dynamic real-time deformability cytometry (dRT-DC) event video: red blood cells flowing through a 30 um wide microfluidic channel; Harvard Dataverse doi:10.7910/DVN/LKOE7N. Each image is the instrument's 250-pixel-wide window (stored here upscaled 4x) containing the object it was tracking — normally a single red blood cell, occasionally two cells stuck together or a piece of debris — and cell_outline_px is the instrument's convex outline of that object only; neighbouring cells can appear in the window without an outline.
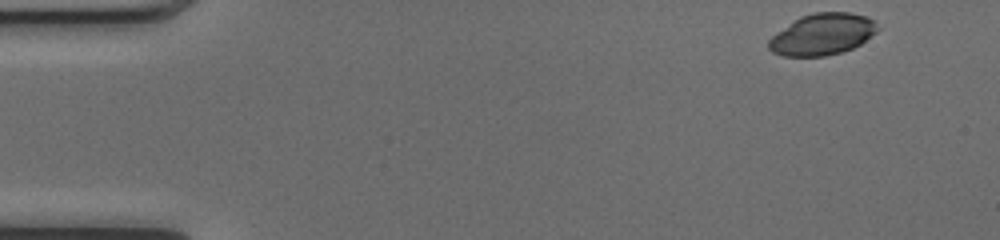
{"species": "common noctule bat (a hibernating species)", "species_latin": "Nyctalus noctula", "temperature_condition": "cold", "stored_images_in_passage": 47, "camera_frame_rate_fps": 3000, "um_per_image_px": 0.085, "animal": {"sex": "female", "body_mass_g": 17.0, "forearm_length_mm": 48.0}, "frame": {"image": 1, "passage_image": 1, "time_ms": 0.0, "image_size_px": [1000, 240], "cell_outline_px": [[880, 28], [876, 32], [860, 44], [852, 48], [840, 52], [824, 56], [780, 56], [772, 52], [768, 48], [768, 40], [776, 32], [800, 16], [812, 12], [852, 12], [876, 20]], "centroid_in_image_um": [69.9, 2.9], "position_along_channel_um": 15.1, "area_um2": 26.47}}
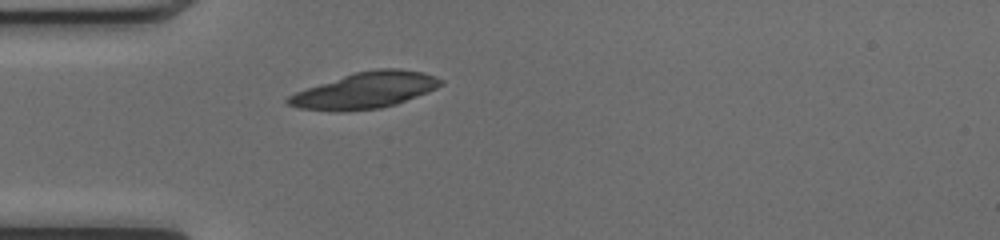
{"frame": {"image": 2, "passage_image": 12, "time_ms": 3.667, "image_size_px": [1000, 240], "cell_outline_px": [[444, 84], [428, 92], [396, 104], [380, 108], [344, 112], [332, 112], [300, 108], [288, 104], [284, 100], [288, 96], [296, 92], [356, 72], [376, 68], [400, 68], [424, 72], [436, 76], [444, 80]], "centroid_in_image_um": [31.08, 7.69], "position_along_channel_um": 53.9, "area_um2": 32.19}}